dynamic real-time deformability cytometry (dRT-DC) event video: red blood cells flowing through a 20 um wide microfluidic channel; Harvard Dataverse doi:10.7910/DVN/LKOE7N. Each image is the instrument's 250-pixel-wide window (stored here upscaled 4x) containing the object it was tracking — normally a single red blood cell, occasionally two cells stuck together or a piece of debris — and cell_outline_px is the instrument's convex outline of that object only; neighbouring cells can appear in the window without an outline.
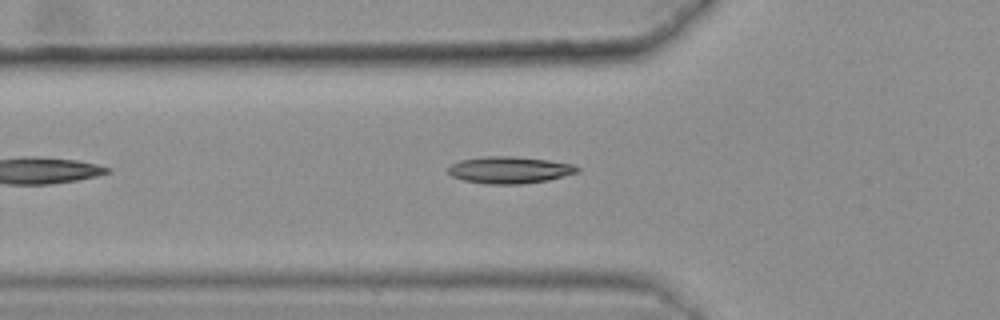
{"species": "common noctule bat (a hibernating species)", "species_latin": "Nyctalus noctula", "temperature_condition": "warm", "stored_images_in_passage": 24, "camera_frame_rate_fps": 3000, "um_per_image_px": 0.085, "animal": {"sex": "female", "body_mass_g": 25.1}, "frame": {"image": 1, "passage_image": 8, "time_ms": 2.333, "image_size_px": [1000, 320], "cell_outline_px": [[580, 172], [548, 180], [520, 184], [488, 184], [464, 180], [452, 176], [448, 172], [448, 168], [452, 164], [460, 160], [484, 156], [516, 156], [548, 160], [572, 164], [580, 168]], "centroid_in_image_um": [43.33, 14.44], "position_along_channel_um": 82.5, "area_um2": 20.23}}